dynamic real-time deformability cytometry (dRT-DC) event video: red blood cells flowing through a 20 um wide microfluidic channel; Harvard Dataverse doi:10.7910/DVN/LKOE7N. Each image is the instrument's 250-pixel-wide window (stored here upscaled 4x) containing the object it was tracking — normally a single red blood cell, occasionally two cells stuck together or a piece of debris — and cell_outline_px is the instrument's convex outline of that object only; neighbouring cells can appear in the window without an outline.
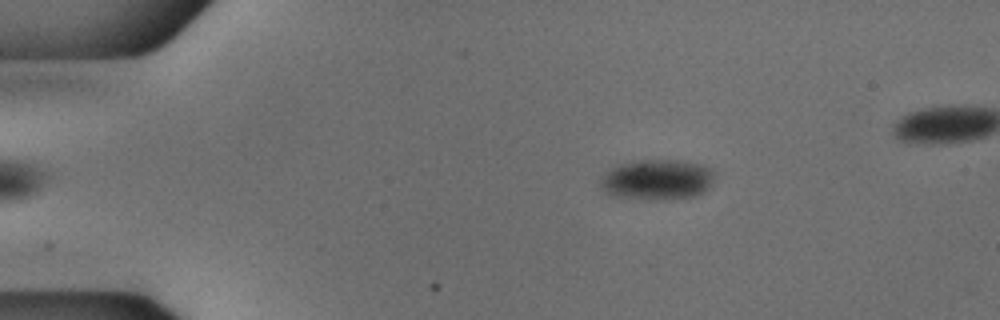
{"species": "common noctule bat (a hibernating species)", "species_latin": "Nyctalus noctula", "temperature_condition": "cold", "stored_images_in_passage": 44, "camera_frame_rate_fps": 3000, "um_per_image_px": 0.085, "animal": {"sex": "male", "body_mass_g": 18.8}, "frame": {"image": 1, "passage_image": 2, "time_ms": 0.333, "image_size_px": [1000, 320], "cell_outline_px": [[716, 172], [712, 184], [704, 192], [696, 196], [668, 200], [648, 200], [612, 196], [604, 192], [600, 188], [600, 180], [612, 168], [620, 164], [632, 160], [676, 160], [700, 164], [712, 168]], "centroid_in_image_um": [55.89, 15.29], "position_along_channel_um": 29.1, "area_um2": 27.4}}
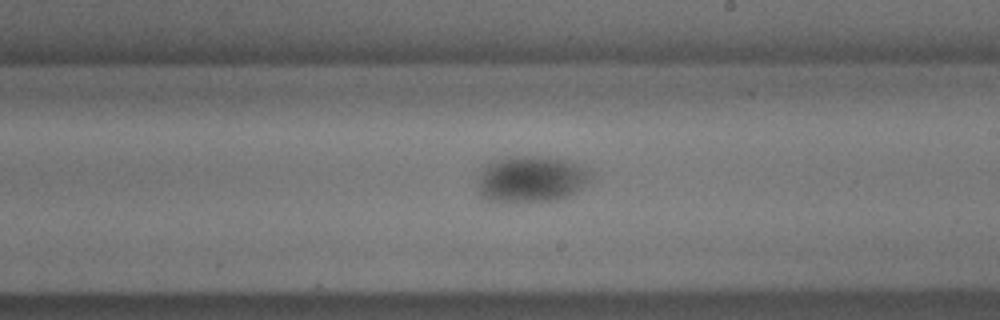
{"frame": {"image": 2, "passage_image": 24, "time_ms": 7.667, "image_size_px": [1000, 320], "cell_outline_px": [[592, 176], [580, 188], [568, 196], [556, 200], [504, 204], [488, 200], [480, 196], [480, 176], [484, 168], [488, 164], [508, 156], [540, 156], [564, 160], [588, 168], [592, 172]], "centroid_in_image_um": [45.15, 15.26], "position_along_channel_um": 243.9, "area_um2": 30.58}}
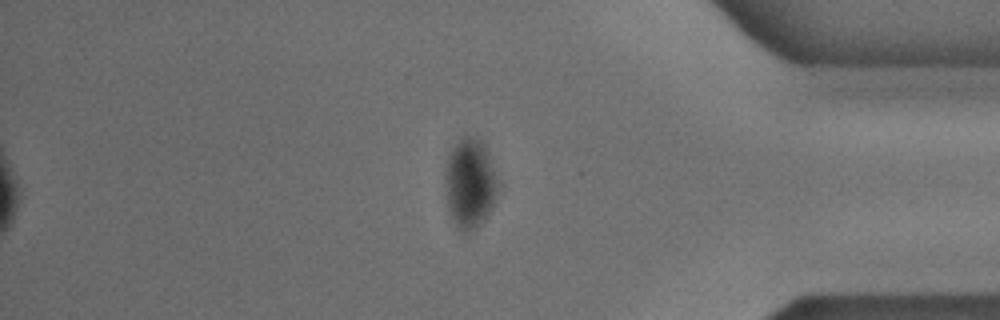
{"frame": {"image": 3, "passage_image": 38, "time_ms": 12.333, "image_size_px": [1000, 320], "cell_outline_px": [[500, 184], [492, 208], [484, 220], [472, 228], [464, 232], [456, 228], [448, 212], [444, 184], [444, 180], [448, 156], [452, 148], [460, 136], [472, 136], [480, 140], [484, 144]], "centroid_in_image_um": [39.93, 15.57], "position_along_channel_um": 395.3, "area_um2": 27.86}}